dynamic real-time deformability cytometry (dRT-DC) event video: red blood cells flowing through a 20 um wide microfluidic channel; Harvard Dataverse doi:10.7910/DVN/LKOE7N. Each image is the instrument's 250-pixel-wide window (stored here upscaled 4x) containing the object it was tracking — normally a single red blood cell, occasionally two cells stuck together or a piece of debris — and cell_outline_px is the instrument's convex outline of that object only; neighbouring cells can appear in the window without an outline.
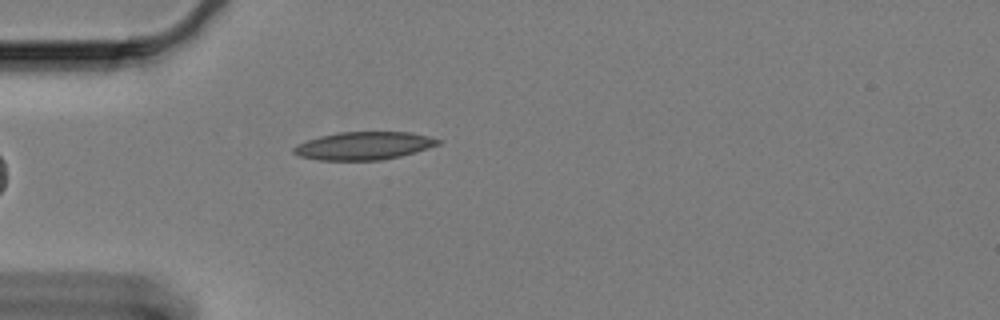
{"species": "Egyptian fruit bat (a non-hibernating species)", "species_latin": "Rousettus aegyptiacus", "temperature_condition": "cold", "stored_images_in_passage": 41, "camera_frame_rate_fps": 3000, "um_per_image_px": 0.085, "animal": {"sex": "female"}, "frame": {"image": 1, "passage_image": 1, "time_ms": 0.0, "image_size_px": [1000, 320], "cell_outline_px": [[444, 140], [440, 144], [416, 152], [400, 156], [380, 160], [320, 160], [300, 156], [292, 152], [292, 148], [296, 144], [320, 136], [340, 132], [412, 132]], "centroid_in_image_um": [30.95, 12.38], "position_along_channel_um": 54.1, "area_um2": 23.52}}
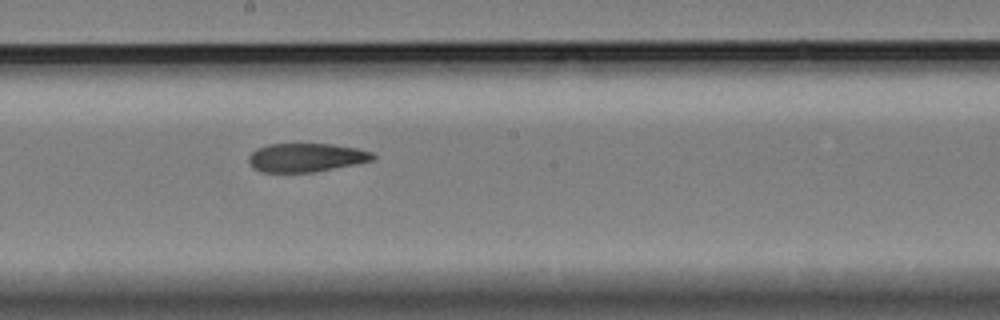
{"frame": {"image": 2, "passage_image": 17, "time_ms": 5.333, "image_size_px": [1000, 320], "cell_outline_px": [[376, 156], [372, 160], [312, 172], [264, 172], [252, 168], [248, 160], [248, 156], [256, 148], [268, 144], [332, 144], [356, 148], [372, 152]], "centroid_in_image_um": [25.96, 13.38], "position_along_channel_um": 222.2, "area_um2": 20.52}}
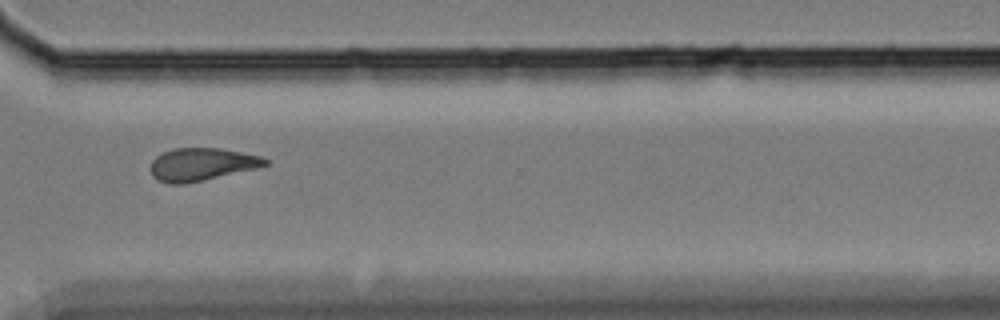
{"frame": {"image": 3, "passage_image": 29, "time_ms": 9.333, "image_size_px": [1000, 320], "cell_outline_px": [[268, 164], [256, 168], [204, 180], [184, 184], [168, 184], [152, 176], [148, 168], [152, 160], [156, 156], [172, 148], [220, 148], [260, 156], [268, 160]], "centroid_in_image_um": [17.08, 13.97], "position_along_channel_um": 353.5, "area_um2": 21.85}, "authors_computed_cell_mechanics": {"area_um2": 22.1374, "velocity_mm_per_s": 3.2828, "shape_relaxation_time_tau1_ms": 6.7655, "shape_relaxation_time_tau2_ms": 7.103, "deformation_change_tau1": 0.1713, "deformation_change_tau2": 0.1364}}